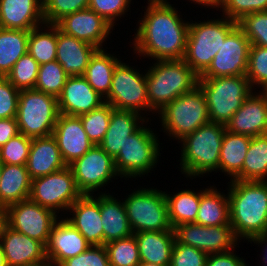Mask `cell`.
<instances>
[{
  "label": "cell",
  "mask_w": 267,
  "mask_h": 266,
  "mask_svg": "<svg viewBox=\"0 0 267 266\" xmlns=\"http://www.w3.org/2000/svg\"><path fill=\"white\" fill-rule=\"evenodd\" d=\"M167 0H148L134 36L135 53L154 60H182L190 22H184Z\"/></svg>",
  "instance_id": "6da1fadb"
},
{
  "label": "cell",
  "mask_w": 267,
  "mask_h": 266,
  "mask_svg": "<svg viewBox=\"0 0 267 266\" xmlns=\"http://www.w3.org/2000/svg\"><path fill=\"white\" fill-rule=\"evenodd\" d=\"M228 200L230 225L238 238L267 232V181L232 180Z\"/></svg>",
  "instance_id": "7a4b0ae2"
},
{
  "label": "cell",
  "mask_w": 267,
  "mask_h": 266,
  "mask_svg": "<svg viewBox=\"0 0 267 266\" xmlns=\"http://www.w3.org/2000/svg\"><path fill=\"white\" fill-rule=\"evenodd\" d=\"M198 80L199 76L183 59L156 60L146 71L149 112L159 113L175 98L192 91Z\"/></svg>",
  "instance_id": "3957f363"
},
{
  "label": "cell",
  "mask_w": 267,
  "mask_h": 266,
  "mask_svg": "<svg viewBox=\"0 0 267 266\" xmlns=\"http://www.w3.org/2000/svg\"><path fill=\"white\" fill-rule=\"evenodd\" d=\"M226 126L208 122L186 135L182 142L180 166L186 177L218 171L220 150Z\"/></svg>",
  "instance_id": "277c9868"
},
{
  "label": "cell",
  "mask_w": 267,
  "mask_h": 266,
  "mask_svg": "<svg viewBox=\"0 0 267 266\" xmlns=\"http://www.w3.org/2000/svg\"><path fill=\"white\" fill-rule=\"evenodd\" d=\"M224 18L189 24L183 60L198 76L209 67L227 35L238 25L237 22Z\"/></svg>",
  "instance_id": "5b68a950"
},
{
  "label": "cell",
  "mask_w": 267,
  "mask_h": 266,
  "mask_svg": "<svg viewBox=\"0 0 267 266\" xmlns=\"http://www.w3.org/2000/svg\"><path fill=\"white\" fill-rule=\"evenodd\" d=\"M208 106L210 122L226 125L245 99L252 93L246 76L199 78Z\"/></svg>",
  "instance_id": "8992f818"
},
{
  "label": "cell",
  "mask_w": 267,
  "mask_h": 266,
  "mask_svg": "<svg viewBox=\"0 0 267 266\" xmlns=\"http://www.w3.org/2000/svg\"><path fill=\"white\" fill-rule=\"evenodd\" d=\"M59 114L57 97L36 89L20 90L15 118L21 134L32 139L52 135Z\"/></svg>",
  "instance_id": "52a82bcc"
},
{
  "label": "cell",
  "mask_w": 267,
  "mask_h": 266,
  "mask_svg": "<svg viewBox=\"0 0 267 266\" xmlns=\"http://www.w3.org/2000/svg\"><path fill=\"white\" fill-rule=\"evenodd\" d=\"M158 114L161 115L159 118L164 132L176 140H182L210 121L205 95L198 85L175 98Z\"/></svg>",
  "instance_id": "ba28073f"
},
{
  "label": "cell",
  "mask_w": 267,
  "mask_h": 266,
  "mask_svg": "<svg viewBox=\"0 0 267 266\" xmlns=\"http://www.w3.org/2000/svg\"><path fill=\"white\" fill-rule=\"evenodd\" d=\"M123 203L133 233L174 230L169 221L165 192L140 188Z\"/></svg>",
  "instance_id": "9c48e42d"
},
{
  "label": "cell",
  "mask_w": 267,
  "mask_h": 266,
  "mask_svg": "<svg viewBox=\"0 0 267 266\" xmlns=\"http://www.w3.org/2000/svg\"><path fill=\"white\" fill-rule=\"evenodd\" d=\"M152 129L142 126L127 137L120 152L114 158L115 167L120 177H141L148 174L158 162L159 140Z\"/></svg>",
  "instance_id": "30bf717a"
},
{
  "label": "cell",
  "mask_w": 267,
  "mask_h": 266,
  "mask_svg": "<svg viewBox=\"0 0 267 266\" xmlns=\"http://www.w3.org/2000/svg\"><path fill=\"white\" fill-rule=\"evenodd\" d=\"M82 195L72 169L66 166L57 172L32 179L29 199L58 213L60 210L67 211Z\"/></svg>",
  "instance_id": "8fae6325"
},
{
  "label": "cell",
  "mask_w": 267,
  "mask_h": 266,
  "mask_svg": "<svg viewBox=\"0 0 267 266\" xmlns=\"http://www.w3.org/2000/svg\"><path fill=\"white\" fill-rule=\"evenodd\" d=\"M104 100L117 110H132L140 114L143 110L149 111L146 74H140L120 61L113 71L111 89Z\"/></svg>",
  "instance_id": "7c38bea8"
},
{
  "label": "cell",
  "mask_w": 267,
  "mask_h": 266,
  "mask_svg": "<svg viewBox=\"0 0 267 266\" xmlns=\"http://www.w3.org/2000/svg\"><path fill=\"white\" fill-rule=\"evenodd\" d=\"M72 169L77 187L83 195H92L101 189L119 173L114 158L99 145H94L82 157L69 165Z\"/></svg>",
  "instance_id": "4fadbf2b"
},
{
  "label": "cell",
  "mask_w": 267,
  "mask_h": 266,
  "mask_svg": "<svg viewBox=\"0 0 267 266\" xmlns=\"http://www.w3.org/2000/svg\"><path fill=\"white\" fill-rule=\"evenodd\" d=\"M7 225L28 237L47 244L50 232L58 220L57 213L30 199L13 203L6 208Z\"/></svg>",
  "instance_id": "5bb4252c"
},
{
  "label": "cell",
  "mask_w": 267,
  "mask_h": 266,
  "mask_svg": "<svg viewBox=\"0 0 267 266\" xmlns=\"http://www.w3.org/2000/svg\"><path fill=\"white\" fill-rule=\"evenodd\" d=\"M250 41L237 25L226 37L221 49L199 78L246 76Z\"/></svg>",
  "instance_id": "9a60e30c"
},
{
  "label": "cell",
  "mask_w": 267,
  "mask_h": 266,
  "mask_svg": "<svg viewBox=\"0 0 267 266\" xmlns=\"http://www.w3.org/2000/svg\"><path fill=\"white\" fill-rule=\"evenodd\" d=\"M176 240L205 253L216 254L233 250L238 240L230 224L203 226L196 223H182L174 228Z\"/></svg>",
  "instance_id": "2e32d148"
},
{
  "label": "cell",
  "mask_w": 267,
  "mask_h": 266,
  "mask_svg": "<svg viewBox=\"0 0 267 266\" xmlns=\"http://www.w3.org/2000/svg\"><path fill=\"white\" fill-rule=\"evenodd\" d=\"M56 25L64 33L98 49H103V43L113 29L107 21L90 8L71 13Z\"/></svg>",
  "instance_id": "e0dca14e"
},
{
  "label": "cell",
  "mask_w": 267,
  "mask_h": 266,
  "mask_svg": "<svg viewBox=\"0 0 267 266\" xmlns=\"http://www.w3.org/2000/svg\"><path fill=\"white\" fill-rule=\"evenodd\" d=\"M64 163L69 166L95 144L88 138L78 116L59 114L52 132Z\"/></svg>",
  "instance_id": "ac0fdd59"
},
{
  "label": "cell",
  "mask_w": 267,
  "mask_h": 266,
  "mask_svg": "<svg viewBox=\"0 0 267 266\" xmlns=\"http://www.w3.org/2000/svg\"><path fill=\"white\" fill-rule=\"evenodd\" d=\"M91 245L67 219L55 222L47 244L46 258L54 266L86 251Z\"/></svg>",
  "instance_id": "d6986e66"
},
{
  "label": "cell",
  "mask_w": 267,
  "mask_h": 266,
  "mask_svg": "<svg viewBox=\"0 0 267 266\" xmlns=\"http://www.w3.org/2000/svg\"><path fill=\"white\" fill-rule=\"evenodd\" d=\"M57 101L59 113L68 116L89 113L105 103L83 76L68 77Z\"/></svg>",
  "instance_id": "ffe728a7"
},
{
  "label": "cell",
  "mask_w": 267,
  "mask_h": 266,
  "mask_svg": "<svg viewBox=\"0 0 267 266\" xmlns=\"http://www.w3.org/2000/svg\"><path fill=\"white\" fill-rule=\"evenodd\" d=\"M8 266H31L47 261L45 246L8 225L0 239Z\"/></svg>",
  "instance_id": "44dd1931"
},
{
  "label": "cell",
  "mask_w": 267,
  "mask_h": 266,
  "mask_svg": "<svg viewBox=\"0 0 267 266\" xmlns=\"http://www.w3.org/2000/svg\"><path fill=\"white\" fill-rule=\"evenodd\" d=\"M252 92L225 125L226 130L249 137L267 134V102L259 93Z\"/></svg>",
  "instance_id": "7402d4cb"
},
{
  "label": "cell",
  "mask_w": 267,
  "mask_h": 266,
  "mask_svg": "<svg viewBox=\"0 0 267 266\" xmlns=\"http://www.w3.org/2000/svg\"><path fill=\"white\" fill-rule=\"evenodd\" d=\"M72 218H65L91 246L104 245V232L100 214V196L82 195L70 207ZM72 210V211H70Z\"/></svg>",
  "instance_id": "603a6c76"
},
{
  "label": "cell",
  "mask_w": 267,
  "mask_h": 266,
  "mask_svg": "<svg viewBox=\"0 0 267 266\" xmlns=\"http://www.w3.org/2000/svg\"><path fill=\"white\" fill-rule=\"evenodd\" d=\"M97 47L61 31L57 26L56 61L69 77L83 76Z\"/></svg>",
  "instance_id": "cb8c5ba5"
},
{
  "label": "cell",
  "mask_w": 267,
  "mask_h": 266,
  "mask_svg": "<svg viewBox=\"0 0 267 266\" xmlns=\"http://www.w3.org/2000/svg\"><path fill=\"white\" fill-rule=\"evenodd\" d=\"M42 0H0V27L30 31L44 24Z\"/></svg>",
  "instance_id": "d4e9b609"
},
{
  "label": "cell",
  "mask_w": 267,
  "mask_h": 266,
  "mask_svg": "<svg viewBox=\"0 0 267 266\" xmlns=\"http://www.w3.org/2000/svg\"><path fill=\"white\" fill-rule=\"evenodd\" d=\"M67 165L64 163L55 138H33L30 147L26 168L31 179L49 175L62 170Z\"/></svg>",
  "instance_id": "484cf974"
},
{
  "label": "cell",
  "mask_w": 267,
  "mask_h": 266,
  "mask_svg": "<svg viewBox=\"0 0 267 266\" xmlns=\"http://www.w3.org/2000/svg\"><path fill=\"white\" fill-rule=\"evenodd\" d=\"M136 111L117 110L111 106L109 127L99 146L111 157L115 158L123 147L127 137L135 133L145 122ZM140 121V122H139ZM141 123V124H140Z\"/></svg>",
  "instance_id": "4316f807"
},
{
  "label": "cell",
  "mask_w": 267,
  "mask_h": 266,
  "mask_svg": "<svg viewBox=\"0 0 267 266\" xmlns=\"http://www.w3.org/2000/svg\"><path fill=\"white\" fill-rule=\"evenodd\" d=\"M110 193L100 194V214L104 232V245L133 235L124 203Z\"/></svg>",
  "instance_id": "83f0119b"
},
{
  "label": "cell",
  "mask_w": 267,
  "mask_h": 266,
  "mask_svg": "<svg viewBox=\"0 0 267 266\" xmlns=\"http://www.w3.org/2000/svg\"><path fill=\"white\" fill-rule=\"evenodd\" d=\"M141 262L170 265L171 252L176 240L174 230L134 233Z\"/></svg>",
  "instance_id": "f1b7e54d"
},
{
  "label": "cell",
  "mask_w": 267,
  "mask_h": 266,
  "mask_svg": "<svg viewBox=\"0 0 267 266\" xmlns=\"http://www.w3.org/2000/svg\"><path fill=\"white\" fill-rule=\"evenodd\" d=\"M31 181L26 165L3 164L0 174V208L29 199Z\"/></svg>",
  "instance_id": "f546056e"
},
{
  "label": "cell",
  "mask_w": 267,
  "mask_h": 266,
  "mask_svg": "<svg viewBox=\"0 0 267 266\" xmlns=\"http://www.w3.org/2000/svg\"><path fill=\"white\" fill-rule=\"evenodd\" d=\"M250 142L249 136L224 132L218 170L228 174L231 181L242 180V167Z\"/></svg>",
  "instance_id": "4dcf8cb0"
},
{
  "label": "cell",
  "mask_w": 267,
  "mask_h": 266,
  "mask_svg": "<svg viewBox=\"0 0 267 266\" xmlns=\"http://www.w3.org/2000/svg\"><path fill=\"white\" fill-rule=\"evenodd\" d=\"M194 223L203 226L230 224L228 195L225 196L212 186L200 190V205Z\"/></svg>",
  "instance_id": "1f68e13d"
},
{
  "label": "cell",
  "mask_w": 267,
  "mask_h": 266,
  "mask_svg": "<svg viewBox=\"0 0 267 266\" xmlns=\"http://www.w3.org/2000/svg\"><path fill=\"white\" fill-rule=\"evenodd\" d=\"M120 59L98 49L91 57L83 77L90 86L105 98L111 89L113 71Z\"/></svg>",
  "instance_id": "d6a6232c"
},
{
  "label": "cell",
  "mask_w": 267,
  "mask_h": 266,
  "mask_svg": "<svg viewBox=\"0 0 267 266\" xmlns=\"http://www.w3.org/2000/svg\"><path fill=\"white\" fill-rule=\"evenodd\" d=\"M29 33L0 27V77H6L14 64L27 53Z\"/></svg>",
  "instance_id": "836d02e7"
},
{
  "label": "cell",
  "mask_w": 267,
  "mask_h": 266,
  "mask_svg": "<svg viewBox=\"0 0 267 266\" xmlns=\"http://www.w3.org/2000/svg\"><path fill=\"white\" fill-rule=\"evenodd\" d=\"M169 221L174 229L182 223L196 221L200 205V192L191 189L180 191L174 195L165 192Z\"/></svg>",
  "instance_id": "e575fe53"
},
{
  "label": "cell",
  "mask_w": 267,
  "mask_h": 266,
  "mask_svg": "<svg viewBox=\"0 0 267 266\" xmlns=\"http://www.w3.org/2000/svg\"><path fill=\"white\" fill-rule=\"evenodd\" d=\"M242 180L267 181V134L251 138L242 167Z\"/></svg>",
  "instance_id": "d590c367"
},
{
  "label": "cell",
  "mask_w": 267,
  "mask_h": 266,
  "mask_svg": "<svg viewBox=\"0 0 267 266\" xmlns=\"http://www.w3.org/2000/svg\"><path fill=\"white\" fill-rule=\"evenodd\" d=\"M41 26L47 27L46 32L42 31ZM41 26L30 30L27 51L39 65L56 60L57 51V25L44 23Z\"/></svg>",
  "instance_id": "8d00e7d4"
},
{
  "label": "cell",
  "mask_w": 267,
  "mask_h": 266,
  "mask_svg": "<svg viewBox=\"0 0 267 266\" xmlns=\"http://www.w3.org/2000/svg\"><path fill=\"white\" fill-rule=\"evenodd\" d=\"M110 266H138L141 263L135 235L105 244Z\"/></svg>",
  "instance_id": "74e56055"
},
{
  "label": "cell",
  "mask_w": 267,
  "mask_h": 266,
  "mask_svg": "<svg viewBox=\"0 0 267 266\" xmlns=\"http://www.w3.org/2000/svg\"><path fill=\"white\" fill-rule=\"evenodd\" d=\"M68 77L56 60L41 64L34 89L58 97Z\"/></svg>",
  "instance_id": "f35d334b"
},
{
  "label": "cell",
  "mask_w": 267,
  "mask_h": 266,
  "mask_svg": "<svg viewBox=\"0 0 267 266\" xmlns=\"http://www.w3.org/2000/svg\"><path fill=\"white\" fill-rule=\"evenodd\" d=\"M78 117L82 122L88 138L95 145H99L103 141L109 127L111 105L105 102L100 107Z\"/></svg>",
  "instance_id": "ab89813d"
},
{
  "label": "cell",
  "mask_w": 267,
  "mask_h": 266,
  "mask_svg": "<svg viewBox=\"0 0 267 266\" xmlns=\"http://www.w3.org/2000/svg\"><path fill=\"white\" fill-rule=\"evenodd\" d=\"M39 66L38 62L27 52L14 64L6 78L18 90L34 89Z\"/></svg>",
  "instance_id": "60d3db41"
},
{
  "label": "cell",
  "mask_w": 267,
  "mask_h": 266,
  "mask_svg": "<svg viewBox=\"0 0 267 266\" xmlns=\"http://www.w3.org/2000/svg\"><path fill=\"white\" fill-rule=\"evenodd\" d=\"M89 0H42L44 22L57 24L65 16L88 8Z\"/></svg>",
  "instance_id": "b9f144b4"
},
{
  "label": "cell",
  "mask_w": 267,
  "mask_h": 266,
  "mask_svg": "<svg viewBox=\"0 0 267 266\" xmlns=\"http://www.w3.org/2000/svg\"><path fill=\"white\" fill-rule=\"evenodd\" d=\"M237 24L251 45L267 47V11L248 14Z\"/></svg>",
  "instance_id": "7bdbcfd3"
},
{
  "label": "cell",
  "mask_w": 267,
  "mask_h": 266,
  "mask_svg": "<svg viewBox=\"0 0 267 266\" xmlns=\"http://www.w3.org/2000/svg\"><path fill=\"white\" fill-rule=\"evenodd\" d=\"M32 138L19 133L0 147V160L3 164L26 165Z\"/></svg>",
  "instance_id": "ee69618b"
},
{
  "label": "cell",
  "mask_w": 267,
  "mask_h": 266,
  "mask_svg": "<svg viewBox=\"0 0 267 266\" xmlns=\"http://www.w3.org/2000/svg\"><path fill=\"white\" fill-rule=\"evenodd\" d=\"M246 77L252 88L267 85V47L250 45Z\"/></svg>",
  "instance_id": "f6af8a7d"
},
{
  "label": "cell",
  "mask_w": 267,
  "mask_h": 266,
  "mask_svg": "<svg viewBox=\"0 0 267 266\" xmlns=\"http://www.w3.org/2000/svg\"><path fill=\"white\" fill-rule=\"evenodd\" d=\"M221 8L223 17L238 22L248 14L267 11V0H222Z\"/></svg>",
  "instance_id": "bcb514c9"
},
{
  "label": "cell",
  "mask_w": 267,
  "mask_h": 266,
  "mask_svg": "<svg viewBox=\"0 0 267 266\" xmlns=\"http://www.w3.org/2000/svg\"><path fill=\"white\" fill-rule=\"evenodd\" d=\"M207 257V253L175 240L171 252L170 266H205Z\"/></svg>",
  "instance_id": "7dc6e473"
},
{
  "label": "cell",
  "mask_w": 267,
  "mask_h": 266,
  "mask_svg": "<svg viewBox=\"0 0 267 266\" xmlns=\"http://www.w3.org/2000/svg\"><path fill=\"white\" fill-rule=\"evenodd\" d=\"M132 0H89L88 8L95 11L112 27L117 17L121 18L128 12Z\"/></svg>",
  "instance_id": "c3c4849f"
},
{
  "label": "cell",
  "mask_w": 267,
  "mask_h": 266,
  "mask_svg": "<svg viewBox=\"0 0 267 266\" xmlns=\"http://www.w3.org/2000/svg\"><path fill=\"white\" fill-rule=\"evenodd\" d=\"M58 266H110L105 245L90 246L83 253L61 262Z\"/></svg>",
  "instance_id": "681fc988"
},
{
  "label": "cell",
  "mask_w": 267,
  "mask_h": 266,
  "mask_svg": "<svg viewBox=\"0 0 267 266\" xmlns=\"http://www.w3.org/2000/svg\"><path fill=\"white\" fill-rule=\"evenodd\" d=\"M20 90L0 77V119L16 117Z\"/></svg>",
  "instance_id": "f907efd6"
},
{
  "label": "cell",
  "mask_w": 267,
  "mask_h": 266,
  "mask_svg": "<svg viewBox=\"0 0 267 266\" xmlns=\"http://www.w3.org/2000/svg\"><path fill=\"white\" fill-rule=\"evenodd\" d=\"M245 260L238 257L233 250L209 254L205 266H242Z\"/></svg>",
  "instance_id": "816d5d0a"
},
{
  "label": "cell",
  "mask_w": 267,
  "mask_h": 266,
  "mask_svg": "<svg viewBox=\"0 0 267 266\" xmlns=\"http://www.w3.org/2000/svg\"><path fill=\"white\" fill-rule=\"evenodd\" d=\"M16 118L0 119V147L19 134Z\"/></svg>",
  "instance_id": "f5cc1de1"
},
{
  "label": "cell",
  "mask_w": 267,
  "mask_h": 266,
  "mask_svg": "<svg viewBox=\"0 0 267 266\" xmlns=\"http://www.w3.org/2000/svg\"><path fill=\"white\" fill-rule=\"evenodd\" d=\"M249 242L250 241H252V242H254V243H258L259 245L261 244V247H262V245L263 244H265V245H263L264 246V250H266V252H265V255L263 256V263H264V266H266V263H267V232H264L263 234H259V235H256V236H254V237H252L250 240H248Z\"/></svg>",
  "instance_id": "db71d44e"
},
{
  "label": "cell",
  "mask_w": 267,
  "mask_h": 266,
  "mask_svg": "<svg viewBox=\"0 0 267 266\" xmlns=\"http://www.w3.org/2000/svg\"><path fill=\"white\" fill-rule=\"evenodd\" d=\"M195 3H198V5L206 6L207 8L211 6L212 8H221L222 0H190Z\"/></svg>",
  "instance_id": "11a10c76"
},
{
  "label": "cell",
  "mask_w": 267,
  "mask_h": 266,
  "mask_svg": "<svg viewBox=\"0 0 267 266\" xmlns=\"http://www.w3.org/2000/svg\"><path fill=\"white\" fill-rule=\"evenodd\" d=\"M7 225V212L5 208H0V239L3 235L5 226Z\"/></svg>",
  "instance_id": "9f6ffc18"
},
{
  "label": "cell",
  "mask_w": 267,
  "mask_h": 266,
  "mask_svg": "<svg viewBox=\"0 0 267 266\" xmlns=\"http://www.w3.org/2000/svg\"><path fill=\"white\" fill-rule=\"evenodd\" d=\"M0 266H8L6 262L5 255L3 253L2 244L0 242Z\"/></svg>",
  "instance_id": "6f0895ef"
},
{
  "label": "cell",
  "mask_w": 267,
  "mask_h": 266,
  "mask_svg": "<svg viewBox=\"0 0 267 266\" xmlns=\"http://www.w3.org/2000/svg\"><path fill=\"white\" fill-rule=\"evenodd\" d=\"M138 266H170V265H158L154 263L141 262Z\"/></svg>",
  "instance_id": "680465c9"
},
{
  "label": "cell",
  "mask_w": 267,
  "mask_h": 266,
  "mask_svg": "<svg viewBox=\"0 0 267 266\" xmlns=\"http://www.w3.org/2000/svg\"><path fill=\"white\" fill-rule=\"evenodd\" d=\"M31 266H54L50 261H45L43 263H39V264H36V265H31Z\"/></svg>",
  "instance_id": "91938a15"
},
{
  "label": "cell",
  "mask_w": 267,
  "mask_h": 266,
  "mask_svg": "<svg viewBox=\"0 0 267 266\" xmlns=\"http://www.w3.org/2000/svg\"><path fill=\"white\" fill-rule=\"evenodd\" d=\"M262 89H263V90L260 91V92H261V94L265 97L266 102H267V85H265Z\"/></svg>",
  "instance_id": "94428289"
},
{
  "label": "cell",
  "mask_w": 267,
  "mask_h": 266,
  "mask_svg": "<svg viewBox=\"0 0 267 266\" xmlns=\"http://www.w3.org/2000/svg\"><path fill=\"white\" fill-rule=\"evenodd\" d=\"M2 166H3V163H2V161L0 160V174H1V171H2Z\"/></svg>",
  "instance_id": "6125c7cd"
}]
</instances>
